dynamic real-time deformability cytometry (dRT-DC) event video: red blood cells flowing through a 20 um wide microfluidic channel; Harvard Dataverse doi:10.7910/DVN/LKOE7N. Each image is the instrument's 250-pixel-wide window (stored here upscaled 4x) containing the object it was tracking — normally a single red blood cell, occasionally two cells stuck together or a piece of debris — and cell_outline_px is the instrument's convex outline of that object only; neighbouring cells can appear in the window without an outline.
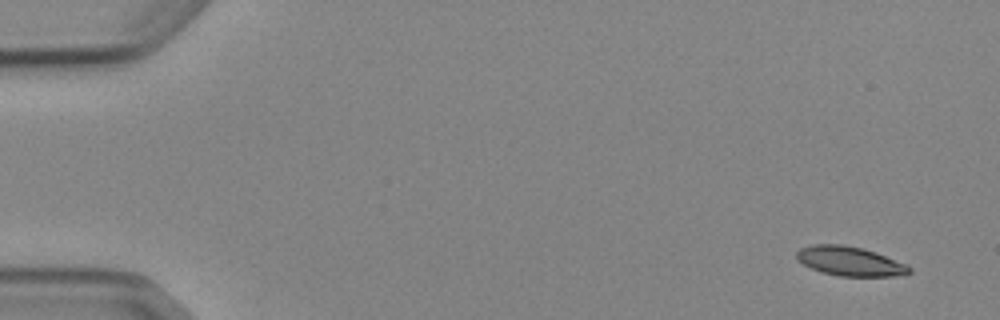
{"species": "Egyptian fruit bat (a non-hibernating species)", "species_latin": "Rousettus aegyptiacus", "temperature_condition": "cold", "stored_images_in_passage": 5, "camera_frame_rate_fps": 3000, "um_per_image_px": 0.085, "animal": {"sex": "female"}, "frame": {"image": 1, "passage_image": 1, "time_ms": 0.0, "image_size_px": [1000, 320], "cell_outline_px": [[912, 272], [896, 276], [840, 276], [820, 272], [796, 260], [796, 252], [800, 248], [812, 244], [840, 244], [864, 248], [876, 252], [908, 264], [912, 268]], "centroid_in_image_um": [72.25, 22.2], "position_along_channel_um": 12.7, "area_um2": 19.48}}